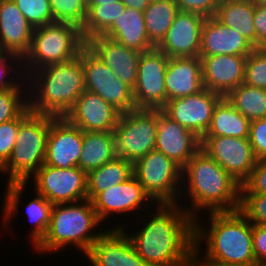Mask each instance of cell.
Returning a JSON list of instances; mask_svg holds the SVG:
<instances>
[{
  "label": "cell",
  "mask_w": 266,
  "mask_h": 266,
  "mask_svg": "<svg viewBox=\"0 0 266 266\" xmlns=\"http://www.w3.org/2000/svg\"><path fill=\"white\" fill-rule=\"evenodd\" d=\"M154 207L137 232L119 222L112 229H121L149 266H194V218L180 204Z\"/></svg>",
  "instance_id": "cell-1"
},
{
  "label": "cell",
  "mask_w": 266,
  "mask_h": 266,
  "mask_svg": "<svg viewBox=\"0 0 266 266\" xmlns=\"http://www.w3.org/2000/svg\"><path fill=\"white\" fill-rule=\"evenodd\" d=\"M50 124V115L32 112L29 107L20 114L15 146L8 161L0 168V174H8L1 212L3 230L16 216L22 193L28 188L27 182L45 162Z\"/></svg>",
  "instance_id": "cell-2"
},
{
  "label": "cell",
  "mask_w": 266,
  "mask_h": 266,
  "mask_svg": "<svg viewBox=\"0 0 266 266\" xmlns=\"http://www.w3.org/2000/svg\"><path fill=\"white\" fill-rule=\"evenodd\" d=\"M207 215L209 225L202 221L201 216L194 219V263L257 266L252 244V224L248 219L239 210L209 212ZM201 242H205L206 246L205 253L201 254L203 257L199 254L203 247Z\"/></svg>",
  "instance_id": "cell-3"
},
{
  "label": "cell",
  "mask_w": 266,
  "mask_h": 266,
  "mask_svg": "<svg viewBox=\"0 0 266 266\" xmlns=\"http://www.w3.org/2000/svg\"><path fill=\"white\" fill-rule=\"evenodd\" d=\"M240 187L238 182L201 149L182 168L181 196L184 195V202L186 199L191 201V204L182 206L194 219L199 216L198 212H204L205 209V213L237 211Z\"/></svg>",
  "instance_id": "cell-4"
},
{
  "label": "cell",
  "mask_w": 266,
  "mask_h": 266,
  "mask_svg": "<svg viewBox=\"0 0 266 266\" xmlns=\"http://www.w3.org/2000/svg\"><path fill=\"white\" fill-rule=\"evenodd\" d=\"M28 107L32 112L64 117L85 91L81 57L49 64L26 76Z\"/></svg>",
  "instance_id": "cell-5"
},
{
  "label": "cell",
  "mask_w": 266,
  "mask_h": 266,
  "mask_svg": "<svg viewBox=\"0 0 266 266\" xmlns=\"http://www.w3.org/2000/svg\"><path fill=\"white\" fill-rule=\"evenodd\" d=\"M99 224L103 223L99 220L89 199L54 204L51 208L50 224L46 235L34 247L35 252L36 250L41 254L59 252L71 245L79 249L81 254L84 253V256L105 232L103 229L98 232Z\"/></svg>",
  "instance_id": "cell-6"
},
{
  "label": "cell",
  "mask_w": 266,
  "mask_h": 266,
  "mask_svg": "<svg viewBox=\"0 0 266 266\" xmlns=\"http://www.w3.org/2000/svg\"><path fill=\"white\" fill-rule=\"evenodd\" d=\"M85 46L81 28L74 24L54 22L34 28L29 52L22 59L24 75L49 64L70 61Z\"/></svg>",
  "instance_id": "cell-7"
},
{
  "label": "cell",
  "mask_w": 266,
  "mask_h": 266,
  "mask_svg": "<svg viewBox=\"0 0 266 266\" xmlns=\"http://www.w3.org/2000/svg\"><path fill=\"white\" fill-rule=\"evenodd\" d=\"M133 175L155 204L184 203L181 199L182 168L162 152L153 150L137 160L133 164Z\"/></svg>",
  "instance_id": "cell-8"
},
{
  "label": "cell",
  "mask_w": 266,
  "mask_h": 266,
  "mask_svg": "<svg viewBox=\"0 0 266 266\" xmlns=\"http://www.w3.org/2000/svg\"><path fill=\"white\" fill-rule=\"evenodd\" d=\"M159 109L135 108L121 113L114 129L116 156L134 164L155 150Z\"/></svg>",
  "instance_id": "cell-9"
},
{
  "label": "cell",
  "mask_w": 266,
  "mask_h": 266,
  "mask_svg": "<svg viewBox=\"0 0 266 266\" xmlns=\"http://www.w3.org/2000/svg\"><path fill=\"white\" fill-rule=\"evenodd\" d=\"M84 70L85 90L99 95L121 113L135 109L133 89L115 77L97 56L85 46L79 53Z\"/></svg>",
  "instance_id": "cell-10"
},
{
  "label": "cell",
  "mask_w": 266,
  "mask_h": 266,
  "mask_svg": "<svg viewBox=\"0 0 266 266\" xmlns=\"http://www.w3.org/2000/svg\"><path fill=\"white\" fill-rule=\"evenodd\" d=\"M31 179L35 193L53 205L87 199V173L79 167L60 169L43 164Z\"/></svg>",
  "instance_id": "cell-11"
},
{
  "label": "cell",
  "mask_w": 266,
  "mask_h": 266,
  "mask_svg": "<svg viewBox=\"0 0 266 266\" xmlns=\"http://www.w3.org/2000/svg\"><path fill=\"white\" fill-rule=\"evenodd\" d=\"M169 57L156 47L141 53L133 88L136 108L161 109L167 102L165 72Z\"/></svg>",
  "instance_id": "cell-12"
},
{
  "label": "cell",
  "mask_w": 266,
  "mask_h": 266,
  "mask_svg": "<svg viewBox=\"0 0 266 266\" xmlns=\"http://www.w3.org/2000/svg\"><path fill=\"white\" fill-rule=\"evenodd\" d=\"M200 149L242 185L257 162L250 141L233 137H202Z\"/></svg>",
  "instance_id": "cell-13"
},
{
  "label": "cell",
  "mask_w": 266,
  "mask_h": 266,
  "mask_svg": "<svg viewBox=\"0 0 266 266\" xmlns=\"http://www.w3.org/2000/svg\"><path fill=\"white\" fill-rule=\"evenodd\" d=\"M222 98V95L204 88L194 95L167 101L161 111L201 139L210 126L215 106Z\"/></svg>",
  "instance_id": "cell-14"
},
{
  "label": "cell",
  "mask_w": 266,
  "mask_h": 266,
  "mask_svg": "<svg viewBox=\"0 0 266 266\" xmlns=\"http://www.w3.org/2000/svg\"><path fill=\"white\" fill-rule=\"evenodd\" d=\"M91 203L101 222L109 219L108 216L111 217L113 215H129L139 210H142V214L143 211L147 213L146 207L150 210L156 205L145 193L143 186L134 175L127 181L98 193L91 200Z\"/></svg>",
  "instance_id": "cell-15"
},
{
  "label": "cell",
  "mask_w": 266,
  "mask_h": 266,
  "mask_svg": "<svg viewBox=\"0 0 266 266\" xmlns=\"http://www.w3.org/2000/svg\"><path fill=\"white\" fill-rule=\"evenodd\" d=\"M83 148V131L65 117L51 116L45 165L66 169L78 167Z\"/></svg>",
  "instance_id": "cell-16"
},
{
  "label": "cell",
  "mask_w": 266,
  "mask_h": 266,
  "mask_svg": "<svg viewBox=\"0 0 266 266\" xmlns=\"http://www.w3.org/2000/svg\"><path fill=\"white\" fill-rule=\"evenodd\" d=\"M205 19L194 12L179 11L166 36L156 48L169 58L199 57L201 31Z\"/></svg>",
  "instance_id": "cell-17"
},
{
  "label": "cell",
  "mask_w": 266,
  "mask_h": 266,
  "mask_svg": "<svg viewBox=\"0 0 266 266\" xmlns=\"http://www.w3.org/2000/svg\"><path fill=\"white\" fill-rule=\"evenodd\" d=\"M200 147L199 137L159 109L155 150L162 152L183 168Z\"/></svg>",
  "instance_id": "cell-18"
},
{
  "label": "cell",
  "mask_w": 266,
  "mask_h": 266,
  "mask_svg": "<svg viewBox=\"0 0 266 266\" xmlns=\"http://www.w3.org/2000/svg\"><path fill=\"white\" fill-rule=\"evenodd\" d=\"M86 46L123 83L135 87L141 52L132 50L104 35H96L86 40Z\"/></svg>",
  "instance_id": "cell-19"
},
{
  "label": "cell",
  "mask_w": 266,
  "mask_h": 266,
  "mask_svg": "<svg viewBox=\"0 0 266 266\" xmlns=\"http://www.w3.org/2000/svg\"><path fill=\"white\" fill-rule=\"evenodd\" d=\"M120 115L113 105L85 90L64 117L82 131H114Z\"/></svg>",
  "instance_id": "cell-20"
},
{
  "label": "cell",
  "mask_w": 266,
  "mask_h": 266,
  "mask_svg": "<svg viewBox=\"0 0 266 266\" xmlns=\"http://www.w3.org/2000/svg\"><path fill=\"white\" fill-rule=\"evenodd\" d=\"M200 59L204 88L226 97L244 83L247 56L216 55Z\"/></svg>",
  "instance_id": "cell-21"
},
{
  "label": "cell",
  "mask_w": 266,
  "mask_h": 266,
  "mask_svg": "<svg viewBox=\"0 0 266 266\" xmlns=\"http://www.w3.org/2000/svg\"><path fill=\"white\" fill-rule=\"evenodd\" d=\"M107 229L85 255L91 266H149L121 229Z\"/></svg>",
  "instance_id": "cell-22"
},
{
  "label": "cell",
  "mask_w": 266,
  "mask_h": 266,
  "mask_svg": "<svg viewBox=\"0 0 266 266\" xmlns=\"http://www.w3.org/2000/svg\"><path fill=\"white\" fill-rule=\"evenodd\" d=\"M255 47L241 34L220 23L214 16L204 20L199 57L216 55L248 56Z\"/></svg>",
  "instance_id": "cell-23"
},
{
  "label": "cell",
  "mask_w": 266,
  "mask_h": 266,
  "mask_svg": "<svg viewBox=\"0 0 266 266\" xmlns=\"http://www.w3.org/2000/svg\"><path fill=\"white\" fill-rule=\"evenodd\" d=\"M34 27L13 0L0 1V47L21 59L29 52Z\"/></svg>",
  "instance_id": "cell-24"
},
{
  "label": "cell",
  "mask_w": 266,
  "mask_h": 266,
  "mask_svg": "<svg viewBox=\"0 0 266 266\" xmlns=\"http://www.w3.org/2000/svg\"><path fill=\"white\" fill-rule=\"evenodd\" d=\"M167 101L194 95L204 89L200 57L169 58L165 72Z\"/></svg>",
  "instance_id": "cell-25"
},
{
  "label": "cell",
  "mask_w": 266,
  "mask_h": 266,
  "mask_svg": "<svg viewBox=\"0 0 266 266\" xmlns=\"http://www.w3.org/2000/svg\"><path fill=\"white\" fill-rule=\"evenodd\" d=\"M102 35L141 53L155 48L146 32L144 13L134 8L126 7Z\"/></svg>",
  "instance_id": "cell-26"
},
{
  "label": "cell",
  "mask_w": 266,
  "mask_h": 266,
  "mask_svg": "<svg viewBox=\"0 0 266 266\" xmlns=\"http://www.w3.org/2000/svg\"><path fill=\"white\" fill-rule=\"evenodd\" d=\"M114 131H83L78 167L88 173L116 158Z\"/></svg>",
  "instance_id": "cell-27"
},
{
  "label": "cell",
  "mask_w": 266,
  "mask_h": 266,
  "mask_svg": "<svg viewBox=\"0 0 266 266\" xmlns=\"http://www.w3.org/2000/svg\"><path fill=\"white\" fill-rule=\"evenodd\" d=\"M255 9L252 1L221 0L214 17L244 36L256 48Z\"/></svg>",
  "instance_id": "cell-28"
},
{
  "label": "cell",
  "mask_w": 266,
  "mask_h": 266,
  "mask_svg": "<svg viewBox=\"0 0 266 266\" xmlns=\"http://www.w3.org/2000/svg\"><path fill=\"white\" fill-rule=\"evenodd\" d=\"M250 121L223 97L215 106L210 126L203 137H249Z\"/></svg>",
  "instance_id": "cell-29"
},
{
  "label": "cell",
  "mask_w": 266,
  "mask_h": 266,
  "mask_svg": "<svg viewBox=\"0 0 266 266\" xmlns=\"http://www.w3.org/2000/svg\"><path fill=\"white\" fill-rule=\"evenodd\" d=\"M133 176V164L116 157L87 173V199L90 201L102 191L127 181Z\"/></svg>",
  "instance_id": "cell-30"
},
{
  "label": "cell",
  "mask_w": 266,
  "mask_h": 266,
  "mask_svg": "<svg viewBox=\"0 0 266 266\" xmlns=\"http://www.w3.org/2000/svg\"><path fill=\"white\" fill-rule=\"evenodd\" d=\"M178 12L174 0H152L143 11L147 35L155 47L166 36Z\"/></svg>",
  "instance_id": "cell-31"
},
{
  "label": "cell",
  "mask_w": 266,
  "mask_h": 266,
  "mask_svg": "<svg viewBox=\"0 0 266 266\" xmlns=\"http://www.w3.org/2000/svg\"><path fill=\"white\" fill-rule=\"evenodd\" d=\"M226 98L249 121L266 118V89L241 83Z\"/></svg>",
  "instance_id": "cell-32"
},
{
  "label": "cell",
  "mask_w": 266,
  "mask_h": 266,
  "mask_svg": "<svg viewBox=\"0 0 266 266\" xmlns=\"http://www.w3.org/2000/svg\"><path fill=\"white\" fill-rule=\"evenodd\" d=\"M87 8V18L81 29L85 41L102 35L124 13L126 6L120 0L102 5H88Z\"/></svg>",
  "instance_id": "cell-33"
},
{
  "label": "cell",
  "mask_w": 266,
  "mask_h": 266,
  "mask_svg": "<svg viewBox=\"0 0 266 266\" xmlns=\"http://www.w3.org/2000/svg\"><path fill=\"white\" fill-rule=\"evenodd\" d=\"M36 197L26 204L25 213L28 221L33 225L30 232V242L35 247L46 235L50 224V213L53 206L42 195L36 193Z\"/></svg>",
  "instance_id": "cell-34"
},
{
  "label": "cell",
  "mask_w": 266,
  "mask_h": 266,
  "mask_svg": "<svg viewBox=\"0 0 266 266\" xmlns=\"http://www.w3.org/2000/svg\"><path fill=\"white\" fill-rule=\"evenodd\" d=\"M6 88H28V86L22 68V59L0 47V89Z\"/></svg>",
  "instance_id": "cell-35"
},
{
  "label": "cell",
  "mask_w": 266,
  "mask_h": 266,
  "mask_svg": "<svg viewBox=\"0 0 266 266\" xmlns=\"http://www.w3.org/2000/svg\"><path fill=\"white\" fill-rule=\"evenodd\" d=\"M55 22L71 23L82 29L88 8L82 0H49Z\"/></svg>",
  "instance_id": "cell-36"
},
{
  "label": "cell",
  "mask_w": 266,
  "mask_h": 266,
  "mask_svg": "<svg viewBox=\"0 0 266 266\" xmlns=\"http://www.w3.org/2000/svg\"><path fill=\"white\" fill-rule=\"evenodd\" d=\"M28 107V88L0 89V124L16 119Z\"/></svg>",
  "instance_id": "cell-37"
},
{
  "label": "cell",
  "mask_w": 266,
  "mask_h": 266,
  "mask_svg": "<svg viewBox=\"0 0 266 266\" xmlns=\"http://www.w3.org/2000/svg\"><path fill=\"white\" fill-rule=\"evenodd\" d=\"M26 20L38 28L54 23L49 0H13Z\"/></svg>",
  "instance_id": "cell-38"
},
{
  "label": "cell",
  "mask_w": 266,
  "mask_h": 266,
  "mask_svg": "<svg viewBox=\"0 0 266 266\" xmlns=\"http://www.w3.org/2000/svg\"><path fill=\"white\" fill-rule=\"evenodd\" d=\"M244 83L266 89V48H255L247 56Z\"/></svg>",
  "instance_id": "cell-39"
},
{
  "label": "cell",
  "mask_w": 266,
  "mask_h": 266,
  "mask_svg": "<svg viewBox=\"0 0 266 266\" xmlns=\"http://www.w3.org/2000/svg\"><path fill=\"white\" fill-rule=\"evenodd\" d=\"M238 210L251 224L266 225V194H240Z\"/></svg>",
  "instance_id": "cell-40"
},
{
  "label": "cell",
  "mask_w": 266,
  "mask_h": 266,
  "mask_svg": "<svg viewBox=\"0 0 266 266\" xmlns=\"http://www.w3.org/2000/svg\"><path fill=\"white\" fill-rule=\"evenodd\" d=\"M20 126V115L13 120L0 124V168L8 161L15 146Z\"/></svg>",
  "instance_id": "cell-41"
},
{
  "label": "cell",
  "mask_w": 266,
  "mask_h": 266,
  "mask_svg": "<svg viewBox=\"0 0 266 266\" xmlns=\"http://www.w3.org/2000/svg\"><path fill=\"white\" fill-rule=\"evenodd\" d=\"M240 194H266V159L257 160L250 176L241 185Z\"/></svg>",
  "instance_id": "cell-42"
},
{
  "label": "cell",
  "mask_w": 266,
  "mask_h": 266,
  "mask_svg": "<svg viewBox=\"0 0 266 266\" xmlns=\"http://www.w3.org/2000/svg\"><path fill=\"white\" fill-rule=\"evenodd\" d=\"M248 140L257 160L266 159V118L250 121Z\"/></svg>",
  "instance_id": "cell-43"
},
{
  "label": "cell",
  "mask_w": 266,
  "mask_h": 266,
  "mask_svg": "<svg viewBox=\"0 0 266 266\" xmlns=\"http://www.w3.org/2000/svg\"><path fill=\"white\" fill-rule=\"evenodd\" d=\"M179 11L194 12L205 18L213 17L221 0H174Z\"/></svg>",
  "instance_id": "cell-44"
},
{
  "label": "cell",
  "mask_w": 266,
  "mask_h": 266,
  "mask_svg": "<svg viewBox=\"0 0 266 266\" xmlns=\"http://www.w3.org/2000/svg\"><path fill=\"white\" fill-rule=\"evenodd\" d=\"M252 244L256 264L266 261V225L252 224Z\"/></svg>",
  "instance_id": "cell-45"
},
{
  "label": "cell",
  "mask_w": 266,
  "mask_h": 266,
  "mask_svg": "<svg viewBox=\"0 0 266 266\" xmlns=\"http://www.w3.org/2000/svg\"><path fill=\"white\" fill-rule=\"evenodd\" d=\"M256 48H266V6H256L254 14Z\"/></svg>",
  "instance_id": "cell-46"
},
{
  "label": "cell",
  "mask_w": 266,
  "mask_h": 266,
  "mask_svg": "<svg viewBox=\"0 0 266 266\" xmlns=\"http://www.w3.org/2000/svg\"><path fill=\"white\" fill-rule=\"evenodd\" d=\"M126 7L143 12L152 0H121Z\"/></svg>",
  "instance_id": "cell-47"
},
{
  "label": "cell",
  "mask_w": 266,
  "mask_h": 266,
  "mask_svg": "<svg viewBox=\"0 0 266 266\" xmlns=\"http://www.w3.org/2000/svg\"><path fill=\"white\" fill-rule=\"evenodd\" d=\"M194 266H245V265L221 264V263H194Z\"/></svg>",
  "instance_id": "cell-48"
},
{
  "label": "cell",
  "mask_w": 266,
  "mask_h": 266,
  "mask_svg": "<svg viewBox=\"0 0 266 266\" xmlns=\"http://www.w3.org/2000/svg\"><path fill=\"white\" fill-rule=\"evenodd\" d=\"M118 1L120 0H91L89 5H102V4L114 3Z\"/></svg>",
  "instance_id": "cell-49"
},
{
  "label": "cell",
  "mask_w": 266,
  "mask_h": 266,
  "mask_svg": "<svg viewBox=\"0 0 266 266\" xmlns=\"http://www.w3.org/2000/svg\"><path fill=\"white\" fill-rule=\"evenodd\" d=\"M255 6H266V0H252Z\"/></svg>",
  "instance_id": "cell-50"
},
{
  "label": "cell",
  "mask_w": 266,
  "mask_h": 266,
  "mask_svg": "<svg viewBox=\"0 0 266 266\" xmlns=\"http://www.w3.org/2000/svg\"><path fill=\"white\" fill-rule=\"evenodd\" d=\"M91 0H82L83 3H85L87 6L89 5Z\"/></svg>",
  "instance_id": "cell-51"
},
{
  "label": "cell",
  "mask_w": 266,
  "mask_h": 266,
  "mask_svg": "<svg viewBox=\"0 0 266 266\" xmlns=\"http://www.w3.org/2000/svg\"><path fill=\"white\" fill-rule=\"evenodd\" d=\"M257 266H266V261L257 264Z\"/></svg>",
  "instance_id": "cell-52"
}]
</instances>
